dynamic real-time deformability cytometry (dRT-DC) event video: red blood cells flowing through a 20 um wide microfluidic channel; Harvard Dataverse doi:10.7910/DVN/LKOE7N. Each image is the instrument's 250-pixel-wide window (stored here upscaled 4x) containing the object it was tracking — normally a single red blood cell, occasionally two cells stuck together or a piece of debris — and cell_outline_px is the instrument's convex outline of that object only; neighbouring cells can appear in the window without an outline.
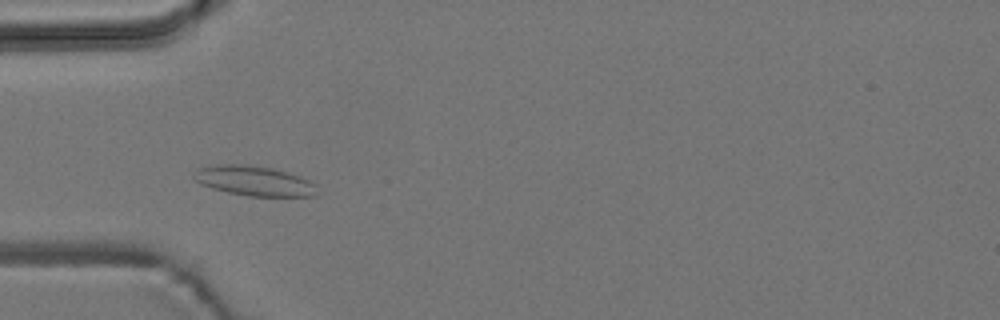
{"species": "common noctule bat (a hibernating species)", "species_latin": "Nyctalus noctula", "temperature_condition": "room temperature", "stored_images_in_passage": 51, "camera_frame_rate_fps": 3000, "um_per_image_px": 0.085, "animal": {"sex": "male", "body_mass_g": 19.2, "forearm_length_mm": 51.8}, "frame": {"image": 1, "passage_image": 13, "time_ms": 4.0, "image_size_px": [1000, 320], "cell_outline_px": [[316, 196], [248, 196], [228, 192], [212, 188], [200, 184], [192, 176], [196, 168], [216, 164], [248, 164], [272, 168], [288, 172], [300, 176], [316, 184]], "centroid_in_image_um": [21.58, 15.36], "position_along_channel_um": 63.4, "area_um2": 21.62}}
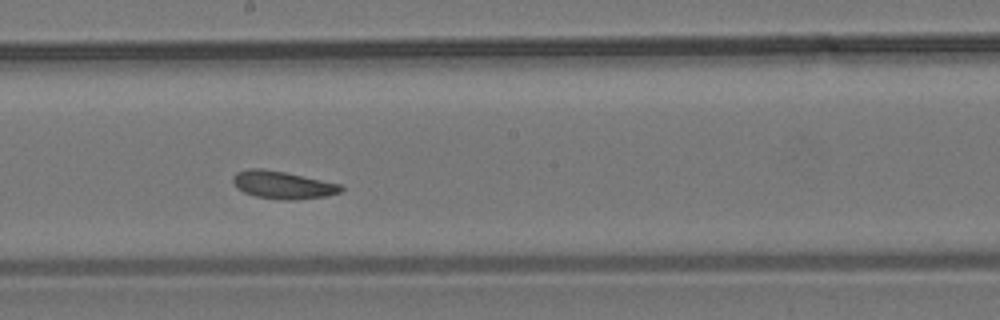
{"frame": {"image": 2, "passage_image": 26, "time_ms": 8.333, "image_size_px": [1000, 320], "cell_outline_px": [[344, 188], [340, 192], [328, 196], [296, 200], [284, 200], [256, 196], [244, 192], [236, 188], [232, 180], [232, 176], [236, 172], [248, 168], [260, 168], [284, 172], [340, 184]], "centroid_in_image_um": [24.0, 15.72], "position_along_channel_um": 224.2, "area_um2": 17.4}}
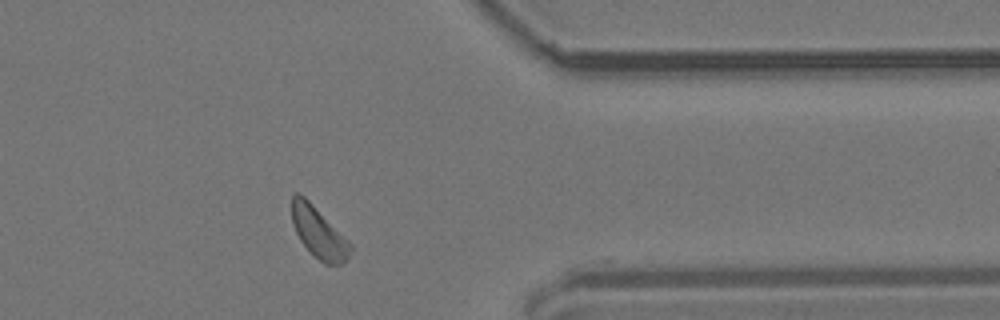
{"frame": {"image": 3, "passage_image": 40, "time_ms": 13.0, "image_size_px": [1000, 320], "cell_outline_px": [[352, 248], [344, 264], [324, 264], [300, 240], [292, 224], [292, 196], [296, 192], [304, 196], [352, 244]], "centroid_in_image_um": [27.09, 19.77], "position_along_channel_um": 384.3, "area_um2": 16.94}}